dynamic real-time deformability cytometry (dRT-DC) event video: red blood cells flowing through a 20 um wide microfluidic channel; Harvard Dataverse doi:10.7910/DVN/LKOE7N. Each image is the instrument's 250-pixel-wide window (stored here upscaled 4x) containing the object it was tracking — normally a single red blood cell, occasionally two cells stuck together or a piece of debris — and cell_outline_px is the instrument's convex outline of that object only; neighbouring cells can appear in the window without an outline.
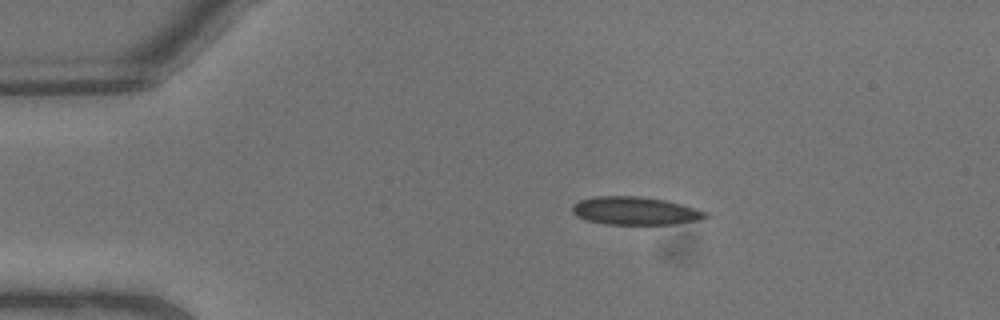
{"species": "common noctule bat (a hibernating species)", "species_latin": "Nyctalus noctula", "temperature_condition": "warm", "stored_images_in_passage": 8, "camera_frame_rate_fps": 3000, "um_per_image_px": 0.085, "animal": {"sex": "male", "body_mass_g": 13.3}, "frame": {"image": 1, "passage_image": 3, "time_ms": 0.667, "image_size_px": [1000, 320], "cell_outline_px": [[712, 216], [700, 220], [672, 224], [604, 224], [584, 220], [576, 216], [572, 212], [572, 204], [580, 200], [596, 196], [636, 196], [664, 200], [696, 208], [708, 212]], "centroid_in_image_um": [53.99, 17.93], "position_along_channel_um": 31.0, "area_um2": 21.91}}
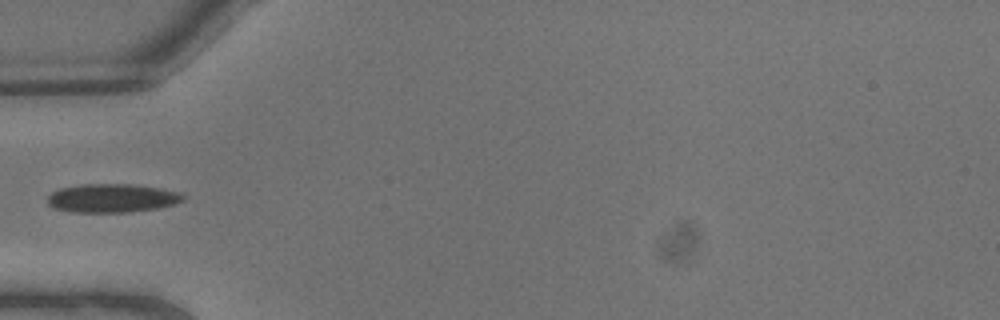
{"frame": {"image": 2, "passage_image": 6, "time_ms": 1.667, "image_size_px": [1000, 320], "cell_outline_px": [[184, 200], [172, 204], [156, 208], [128, 212], [72, 212], [56, 208], [48, 204], [48, 196], [52, 192], [60, 188], [80, 184], [132, 184], [160, 188], [180, 192], [184, 196]], "centroid_in_image_um": [9.51, 16.83], "position_along_channel_um": 75.5, "area_um2": 22.48}}
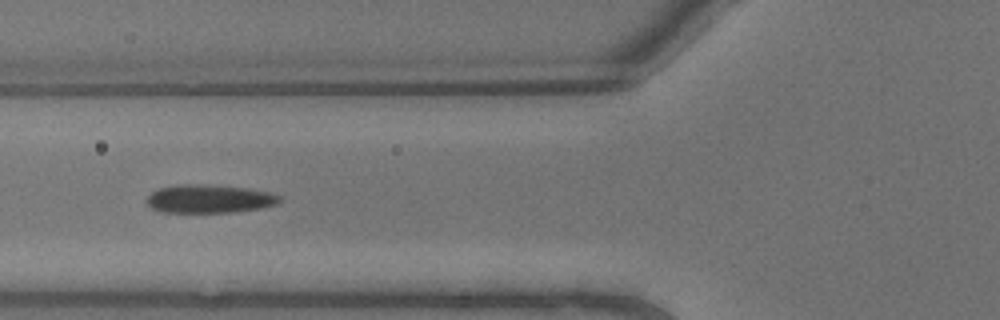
{"frame": {"image": 3, "passage_image": 7, "time_ms": 2.0, "image_size_px": [1000, 320], "cell_outline_px": [[280, 200], [276, 204], [260, 208], [236, 212], [164, 212], [152, 208], [148, 204], [148, 196], [156, 188], [176, 184], [204, 184], [248, 188], [272, 192], [280, 196]], "centroid_in_image_um": [17.8, 16.88], "position_along_channel_um": 108.0, "area_um2": 22.02}}